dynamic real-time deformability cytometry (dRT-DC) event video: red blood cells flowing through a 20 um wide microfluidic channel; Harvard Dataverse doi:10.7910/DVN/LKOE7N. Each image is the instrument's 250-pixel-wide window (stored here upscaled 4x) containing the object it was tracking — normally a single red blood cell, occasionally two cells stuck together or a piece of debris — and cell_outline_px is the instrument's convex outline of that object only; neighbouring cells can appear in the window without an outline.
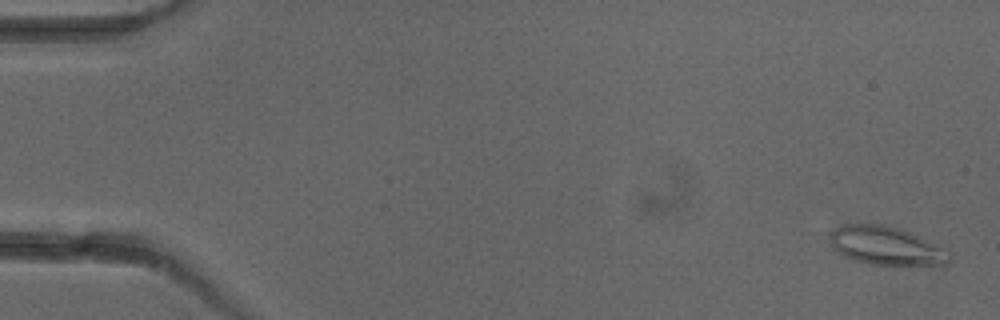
{"species": "common noctule bat (a hibernating species)", "species_latin": "Nyctalus noctula", "temperature_condition": "cold", "stored_images_in_passage": 5, "camera_frame_rate_fps": 3000, "um_per_image_px": 0.085, "animal": {"sex": "female"}, "frame": {"image": 1, "passage_image": 1, "time_ms": 0.0, "image_size_px": [1000, 320], "cell_outline_px": [[952, 260], [948, 264], [872, 264], [856, 260], [836, 252], [832, 248], [828, 232], [840, 224], [884, 224], [900, 228], [912, 232], [948, 248], [952, 252]], "centroid_in_image_um": [75.36, 20.86], "position_along_channel_um": 9.6, "area_um2": 27.28}}